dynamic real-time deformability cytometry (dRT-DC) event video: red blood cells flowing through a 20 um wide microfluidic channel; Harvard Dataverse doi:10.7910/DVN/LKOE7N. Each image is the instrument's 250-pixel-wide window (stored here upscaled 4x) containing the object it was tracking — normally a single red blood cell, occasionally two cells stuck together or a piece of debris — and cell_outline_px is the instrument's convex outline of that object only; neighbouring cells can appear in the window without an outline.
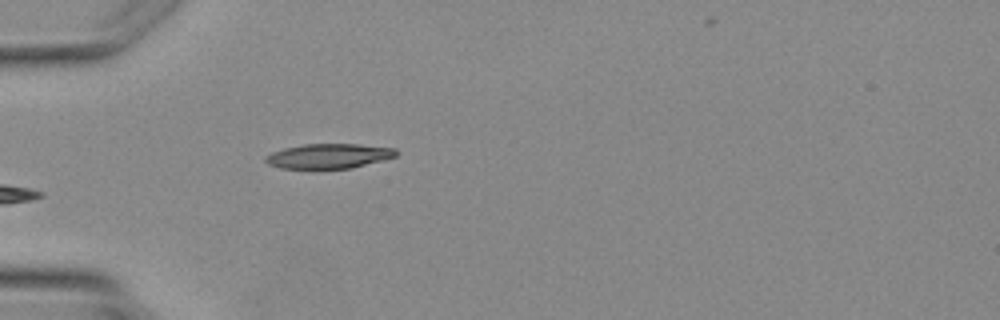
{"species": "Egyptian fruit bat (a non-hibernating species)", "species_latin": "Rousettus aegyptiacus", "temperature_condition": "warm", "stored_images_in_passage": 5, "camera_frame_rate_fps": 3000, "um_per_image_px": 0.085, "animal": {"sex": "female"}, "frame": {"image": 1, "passage_image": 5, "time_ms": 5.667, "image_size_px": [1000, 320], "cell_outline_px": [[400, 152], [396, 156], [384, 160], [352, 168], [280, 168], [268, 164], [264, 160], [264, 156], [272, 152], [284, 148], [304, 144], [360, 144], [396, 148]], "centroid_in_image_um": [27.97, 13.25], "position_along_channel_um": 57.0, "area_um2": 18.96}}